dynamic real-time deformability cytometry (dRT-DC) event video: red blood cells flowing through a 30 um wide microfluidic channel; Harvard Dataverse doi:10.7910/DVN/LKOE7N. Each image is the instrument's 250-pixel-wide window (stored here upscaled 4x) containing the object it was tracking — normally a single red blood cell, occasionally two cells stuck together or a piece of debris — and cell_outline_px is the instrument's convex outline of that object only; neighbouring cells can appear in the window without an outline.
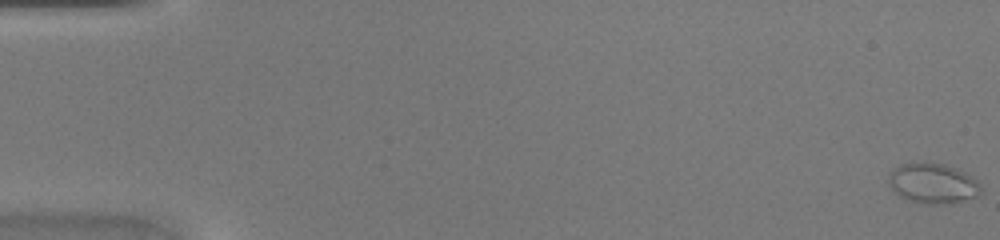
{"species": "common noctule bat (a hibernating species)", "species_latin": "Nyctalus noctula", "temperature_condition": "warm", "stored_images_in_passage": 46, "camera_frame_rate_fps": 3000, "um_per_image_px": 0.085, "animal": {"sex": "female", "body_mass_g": 20.0, "forearm_length_mm": 54.0}, "frame": {"image": 1, "passage_image": 1, "time_ms": 0.0, "image_size_px": [1000, 240], "cell_outline_px": [[980, 192], [976, 196], [960, 200], [940, 204], [924, 204], [908, 200], [900, 196], [888, 184], [888, 176], [900, 164], [944, 164], [956, 168], [972, 176], [976, 180], [980, 188]], "centroid_in_image_um": [79.27, 15.6], "position_along_channel_um": 5.7, "area_um2": 20.92}}
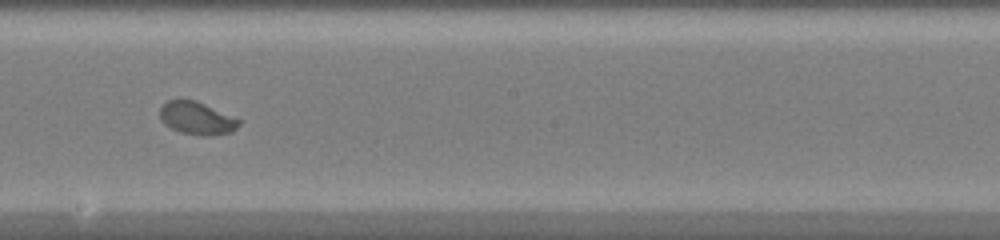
{"frame": {"image": 2, "passage_image": 27, "time_ms": 8.667, "image_size_px": [1000, 240], "cell_outline_px": [[244, 120], [232, 132], [208, 136], [204, 136], [180, 132], [164, 124], [160, 120], [160, 104], [168, 100], [196, 100]], "centroid_in_image_um": [16.75, 10.04], "position_along_channel_um": 231.4, "area_um2": 15.37}}
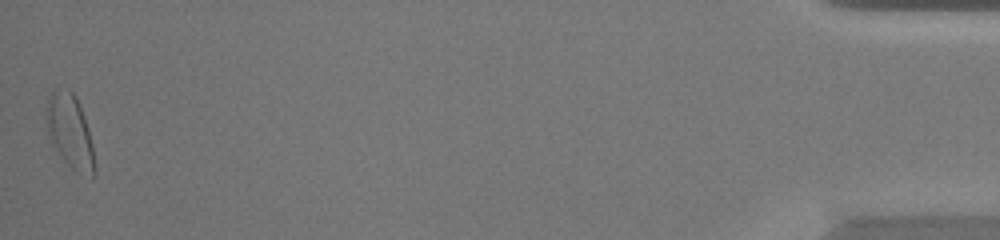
{"frame": {"image": 3, "passage_image": 46, "time_ms": 15.0, "image_size_px": [1000, 240], "cell_outline_px": [[92, 176], [76, 172], [64, 160], [52, 144], [48, 132], [48, 100], [52, 92], [56, 88], [68, 88], [76, 96], [88, 128], [92, 144]], "centroid_in_image_um": [5.93, 11.11], "position_along_channel_um": 429.3, "area_um2": 19.71}}